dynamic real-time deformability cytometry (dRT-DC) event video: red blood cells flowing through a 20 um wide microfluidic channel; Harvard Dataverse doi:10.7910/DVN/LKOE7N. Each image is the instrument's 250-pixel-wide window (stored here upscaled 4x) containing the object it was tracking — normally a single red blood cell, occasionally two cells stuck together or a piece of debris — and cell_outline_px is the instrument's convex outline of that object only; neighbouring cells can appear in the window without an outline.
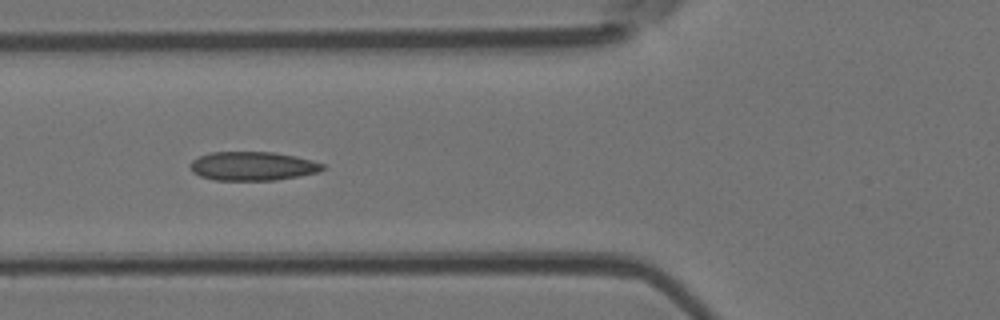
{"species": "Egyptian fruit bat (a non-hibernating species)", "species_latin": "Rousettus aegyptiacus", "temperature_condition": "room temperature", "stored_images_in_passage": 9, "camera_frame_rate_fps": 3000, "um_per_image_px": 0.085, "animal": {"sex": "female"}, "frame": {"image": 1, "passage_image": 4, "time_ms": 3.667, "image_size_px": [1000, 320], "cell_outline_px": [[324, 168], [316, 172], [276, 180], [216, 180], [200, 176], [192, 172], [188, 164], [192, 160], [208, 152], [272, 152], [296, 156], [312, 160], [324, 164]], "centroid_in_image_um": [21.42, 14.11], "position_along_channel_um": 104.4, "area_um2": 22.2}}
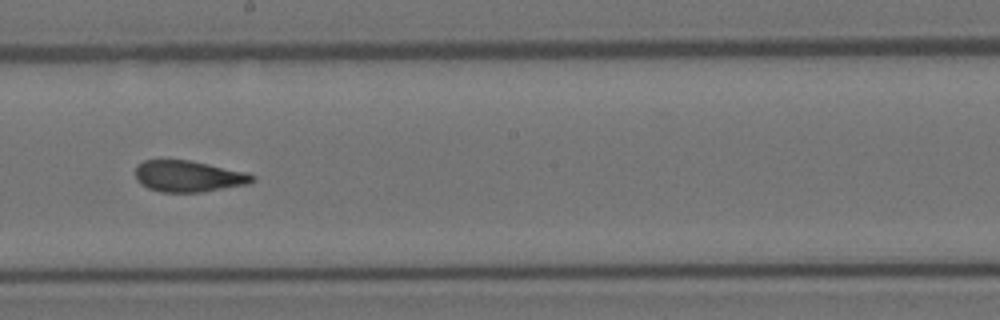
{"frame": {"image": 2, "passage_image": 7, "time_ms": 7.0, "image_size_px": [1000, 320], "cell_outline_px": [[256, 180], [248, 184], [204, 192], [160, 192], [148, 188], [140, 184], [136, 180], [136, 164], [144, 160], [188, 160], [248, 172], [256, 176]], "centroid_in_image_um": [16.03, 14.99], "position_along_channel_um": 232.2, "area_um2": 21.56}}
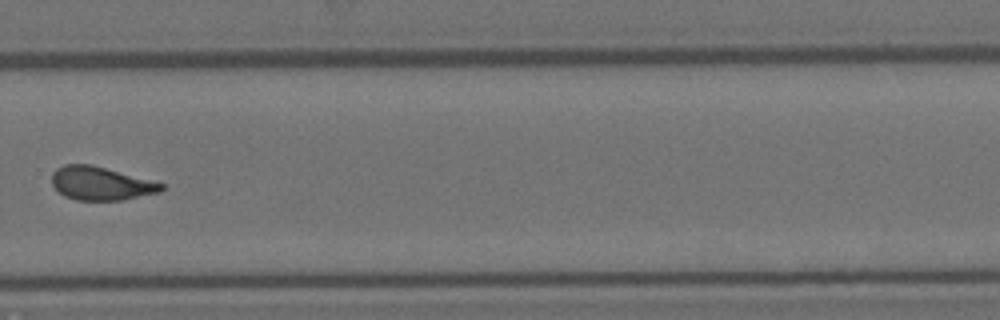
{"frame": {"image": 3, "passage_image": 9, "time_ms": 9.333, "image_size_px": [1000, 320], "cell_outline_px": [[164, 188], [160, 192], [124, 200], [76, 200], [64, 196], [52, 184], [52, 172], [56, 168], [64, 164], [92, 164], [164, 184]], "centroid_in_image_um": [8.55, 15.59], "position_along_channel_um": 321.2, "area_um2": 21.27}}